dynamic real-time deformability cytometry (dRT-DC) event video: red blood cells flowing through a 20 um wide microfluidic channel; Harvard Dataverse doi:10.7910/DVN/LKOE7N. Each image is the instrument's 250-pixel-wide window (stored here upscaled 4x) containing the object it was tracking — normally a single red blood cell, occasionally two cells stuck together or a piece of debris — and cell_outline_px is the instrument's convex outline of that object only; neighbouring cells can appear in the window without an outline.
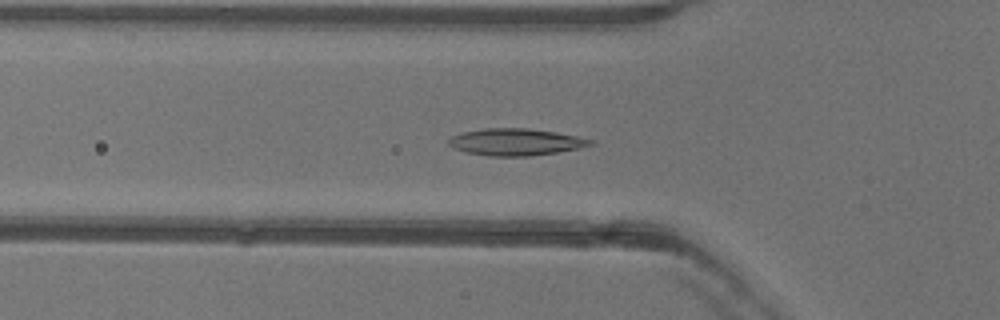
{"species": "common noctule bat (a hibernating species)", "species_latin": "Nyctalus noctula", "temperature_condition": "warm", "stored_images_in_passage": 36, "camera_frame_rate_fps": 3000, "um_per_image_px": 0.085, "animal": {"sex": "female"}, "frame": {"image": 1, "passage_image": 2, "time_ms": 0.333, "image_size_px": [1000, 320], "cell_outline_px": [[596, 144], [580, 148], [556, 152], [528, 156], [488, 156], [468, 152], [452, 148], [448, 144], [448, 140], [452, 136], [460, 132], [484, 128], [528, 128], [556, 132], [596, 140]], "centroid_in_image_um": [43.85, 12.06], "position_along_channel_um": 82.0, "area_um2": 22.37}}
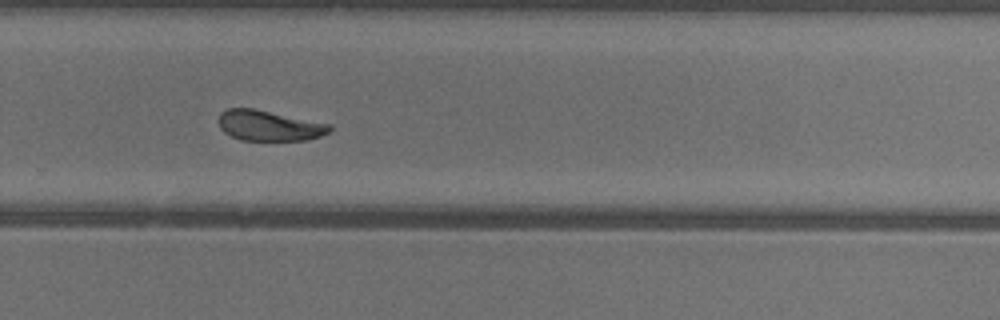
{"frame": {"image": 2, "passage_image": 19, "time_ms": 6.0, "image_size_px": [1000, 320], "cell_outline_px": [[332, 128], [328, 132], [320, 136], [304, 140], [240, 140], [224, 132], [220, 128], [216, 120], [220, 112], [228, 108], [252, 108], [328, 124]], "centroid_in_image_um": [22.78, 10.67], "position_along_channel_um": 307.0, "area_um2": 19.48}}
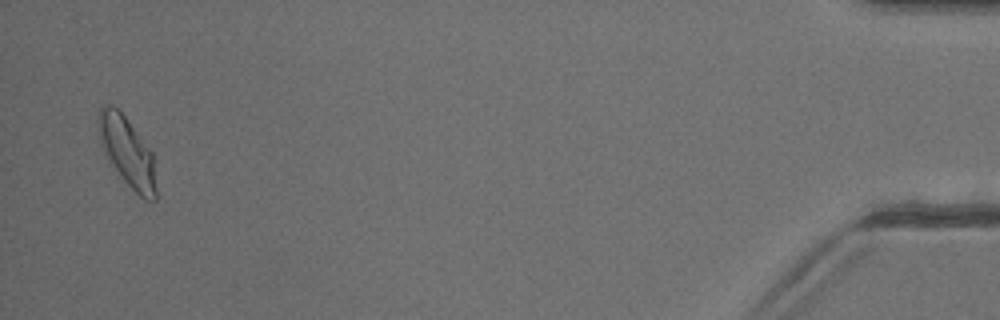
{"frame": {"image": 3, "passage_image": 35, "time_ms": 11.333, "image_size_px": [1000, 320], "cell_outline_px": [[156, 200], [144, 200], [124, 180], [112, 164], [104, 152], [96, 120], [96, 116], [100, 108], [104, 104], [112, 104], [124, 116], [152, 152], [156, 188]], "centroid_in_image_um": [10.8, 12.88], "position_along_channel_um": 424.4, "area_um2": 22.83}, "authors_computed_cell_mechanics": {"area_um2": 21.0103, "velocity_mm_per_s": 3.9666, "shape_relaxation_time_tau1_ms": 3.8394, "shape_relaxation_time_tau2_ms": 2.5911, "deformation_change_tau1": 0.1377, "deformation_change_tau2": 0.0625}}